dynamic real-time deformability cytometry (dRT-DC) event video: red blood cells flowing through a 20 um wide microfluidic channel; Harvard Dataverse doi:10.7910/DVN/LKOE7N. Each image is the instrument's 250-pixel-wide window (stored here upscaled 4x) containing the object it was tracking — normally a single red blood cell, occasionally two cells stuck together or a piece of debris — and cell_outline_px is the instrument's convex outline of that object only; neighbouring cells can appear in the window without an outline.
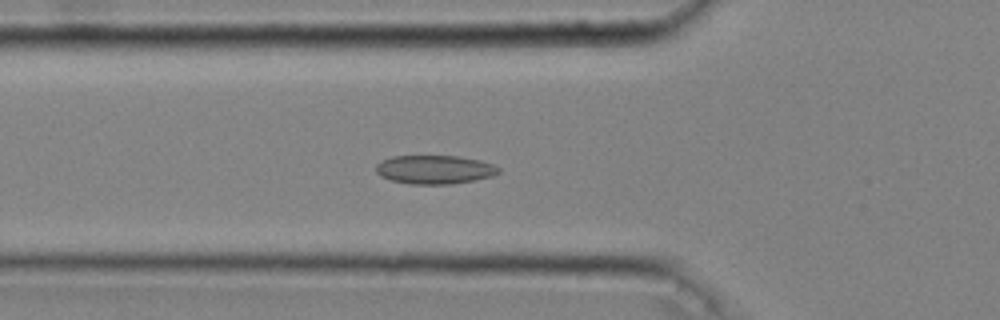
{"species": "common noctule bat (a hibernating species)", "species_latin": "Nyctalus noctula", "temperature_condition": "cold", "stored_images_in_passage": 46, "camera_frame_rate_fps": 3000, "um_per_image_px": 0.085, "animal": {"sex": "male", "body_mass_g": 20.4}, "frame": {"image": 1, "passage_image": 16, "time_ms": 5.0, "image_size_px": [1000, 320], "cell_outline_px": [[500, 172], [492, 176], [452, 184], [412, 184], [392, 180], [380, 176], [376, 172], [376, 164], [392, 156], [460, 156], [480, 160], [492, 164], [500, 168]], "centroid_in_image_um": [36.95, 14.41], "position_along_channel_um": 88.9, "area_um2": 20.4}}
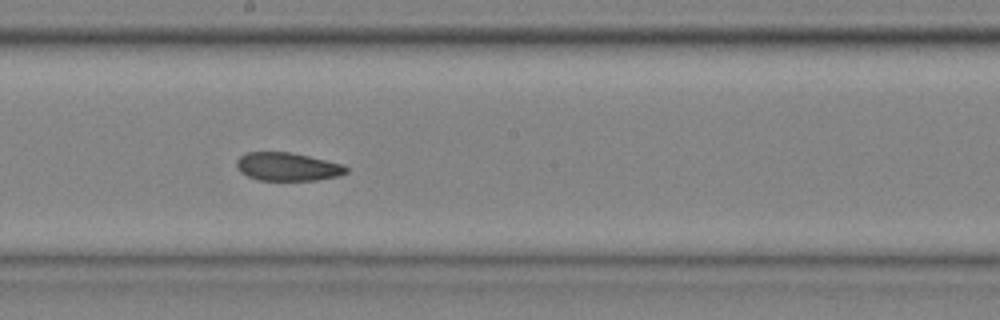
{"frame": {"image": 2, "passage_image": 26, "time_ms": 8.333, "image_size_px": [1000, 320], "cell_outline_px": [[348, 172], [336, 176], [316, 180], [256, 180], [240, 172], [236, 168], [236, 160], [240, 156], [248, 152], [292, 152], [344, 164], [348, 168]], "centroid_in_image_um": [24.42, 14.16], "position_along_channel_um": 223.8, "area_um2": 18.15}}
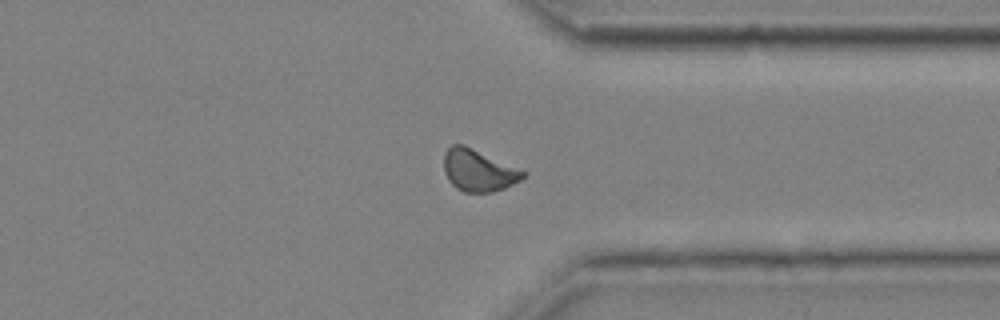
{"frame": {"image": 3, "passage_image": 37, "time_ms": 12.0, "image_size_px": [1000, 320], "cell_outline_px": [[528, 176], [504, 188], [492, 192], [464, 192], [456, 188], [448, 180], [444, 172], [444, 152], [452, 144], [464, 144], [528, 172]], "centroid_in_image_um": [40.67, 14.48], "position_along_channel_um": 370.7, "area_um2": 19.48}, "authors_computed_cell_mechanics": {"area_um2": 18.7561, "velocity_mm_per_s": 4.0472, "shape_relaxation_time_tau1_ms": null, "shape_relaxation_time_tau2_ms": 2.0967, "deformation_change_tau1": null, "deformation_change_tau2": 0.0735}}